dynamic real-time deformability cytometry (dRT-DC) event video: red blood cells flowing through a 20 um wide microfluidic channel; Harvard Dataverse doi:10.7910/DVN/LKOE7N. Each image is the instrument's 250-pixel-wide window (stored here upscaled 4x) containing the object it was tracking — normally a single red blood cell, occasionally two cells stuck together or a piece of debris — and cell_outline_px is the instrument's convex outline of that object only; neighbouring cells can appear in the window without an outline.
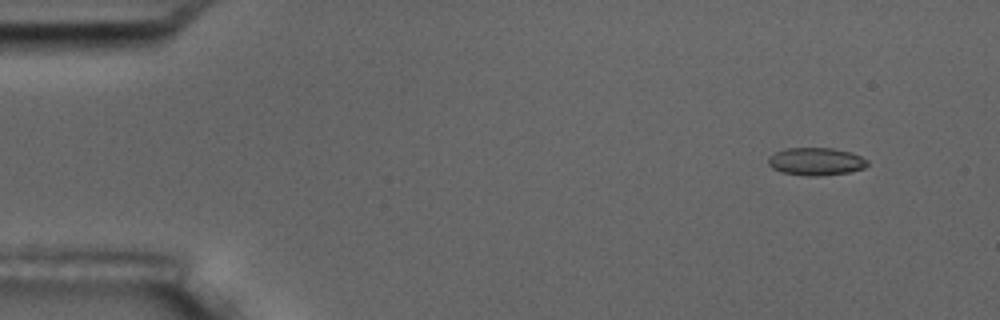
{"species": "common noctule bat (a hibernating species)", "species_latin": "Nyctalus noctula", "temperature_condition": "room temperature", "stored_images_in_passage": 6, "camera_frame_rate_fps": 3000, "um_per_image_px": 0.085, "animal": {"sex": "male", "body_mass_g": 17.5, "forearm_length_mm": 52.3}, "frame": {"image": 1, "passage_image": 2, "time_ms": 1.333, "image_size_px": [1000, 320], "cell_outline_px": [[868, 164], [864, 168], [848, 172], [820, 176], [804, 176], [780, 172], [772, 168], [768, 164], [768, 156], [784, 148], [832, 148], [852, 152], [868, 160]], "centroid_in_image_um": [69.33, 13.73], "position_along_channel_um": 15.7, "area_um2": 16.18}}
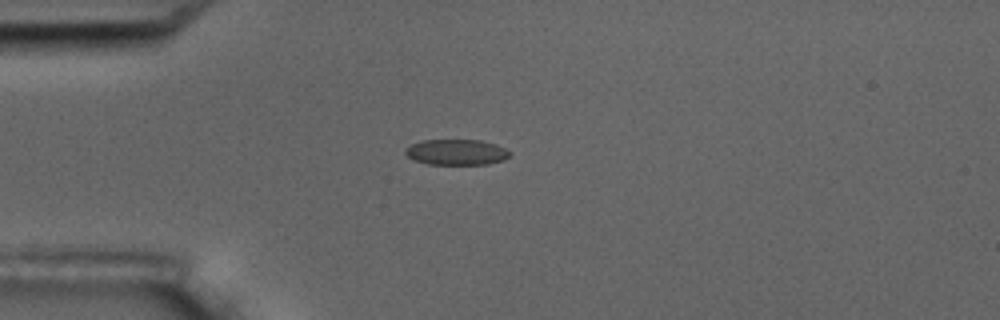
{"frame": {"image": 2, "passage_image": 5, "time_ms": 4.667, "image_size_px": [1000, 320], "cell_outline_px": [[512, 152], [504, 160], [488, 164], [428, 164], [412, 160], [404, 152], [404, 148], [420, 140], [480, 140], [496, 144]], "centroid_in_image_um": [38.77, 12.93], "position_along_channel_um": 46.2, "area_um2": 15.72}}
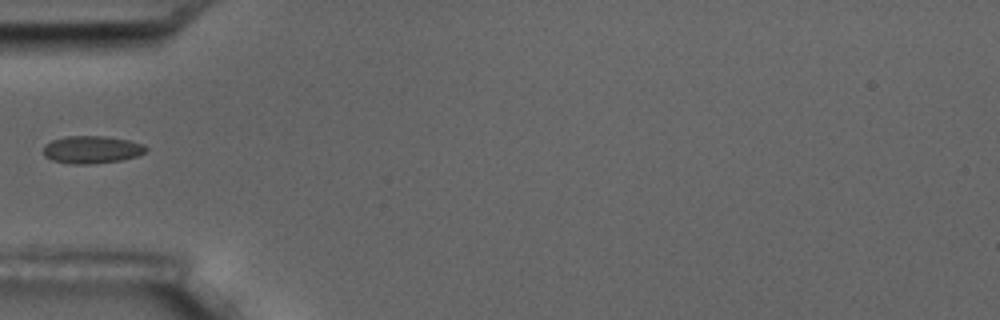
{"frame": {"image": 3, "passage_image": 6, "time_ms": 6.0, "image_size_px": [1000, 320], "cell_outline_px": [[148, 148], [144, 152], [136, 156], [120, 160], [88, 164], [76, 164], [52, 160], [44, 156], [44, 144], [52, 140], [64, 136], [104, 136], [128, 140], [144, 144]], "centroid_in_image_um": [7.78, 12.7], "position_along_channel_um": 77.2, "area_um2": 16.36}}